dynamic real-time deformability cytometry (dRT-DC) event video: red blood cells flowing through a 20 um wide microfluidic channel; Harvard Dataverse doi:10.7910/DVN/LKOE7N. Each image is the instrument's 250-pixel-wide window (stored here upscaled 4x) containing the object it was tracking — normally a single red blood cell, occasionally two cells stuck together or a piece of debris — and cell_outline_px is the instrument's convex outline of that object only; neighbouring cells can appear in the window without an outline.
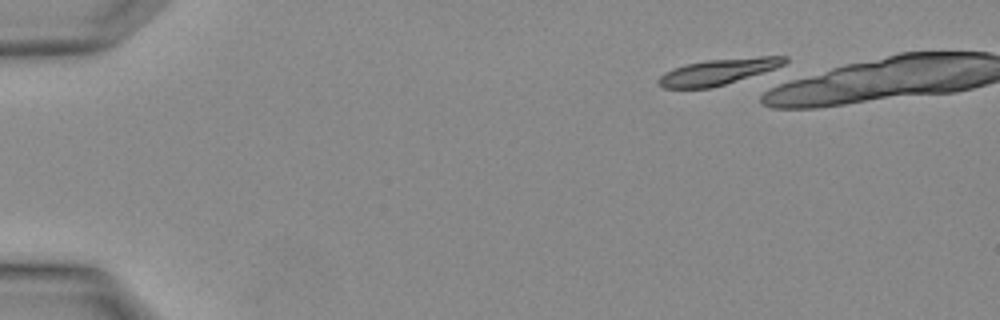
{"species": "Egyptian fruit bat (a non-hibernating species)", "species_latin": "Rousettus aegyptiacus", "temperature_condition": "warm", "stored_images_in_passage": 4, "camera_frame_rate_fps": 3000, "um_per_image_px": 0.085, "animal": {"sex": "female"}, "frame": {"image": 1, "passage_image": 4, "time_ms": 1.0, "image_size_px": [1000, 320], "cell_outline_px": [[788, 60], [776, 72], [712, 88], [664, 88], [656, 84], [656, 80], [664, 72], [672, 68], [688, 64], [708, 60], [760, 56], [788, 56]], "centroid_in_image_um": [61.18, 6.11], "position_along_channel_um": 23.8, "area_um2": 20.06}}